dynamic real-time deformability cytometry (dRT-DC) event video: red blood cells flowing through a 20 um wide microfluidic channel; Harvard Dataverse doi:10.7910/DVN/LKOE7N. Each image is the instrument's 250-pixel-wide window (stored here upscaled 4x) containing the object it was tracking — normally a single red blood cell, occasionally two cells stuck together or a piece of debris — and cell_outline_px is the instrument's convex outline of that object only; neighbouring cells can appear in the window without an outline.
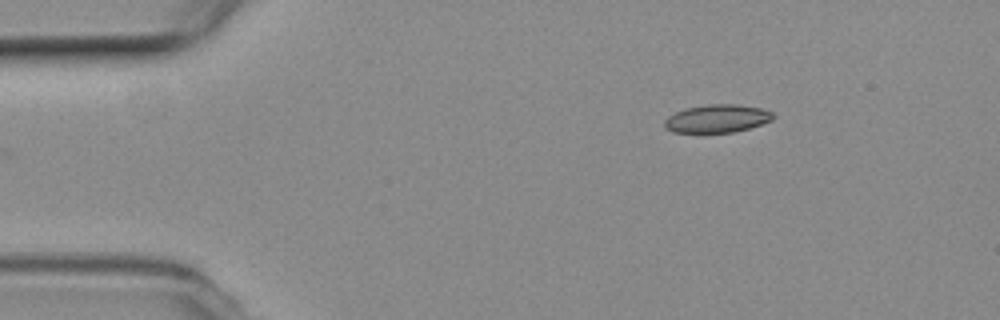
{"species": "common noctule bat (a hibernating species)", "species_latin": "Nyctalus noctula", "temperature_condition": "room temperature", "stored_images_in_passage": 40, "camera_frame_rate_fps": 3000, "um_per_image_px": 0.085, "animal": {"sex": "female", "body_mass_g": 19.3, "forearm_length_mm": 54.1}, "frame": {"image": 1, "passage_image": 1, "time_ms": 0.0, "image_size_px": [1000, 320], "cell_outline_px": [[772, 120], [748, 128], [732, 132], [672, 132], [664, 128], [664, 120], [668, 116], [684, 108], [708, 104], [736, 104], [760, 108], [772, 112]], "centroid_in_image_um": [60.9, 10.07], "position_along_channel_um": 24.1, "area_um2": 17.57}}
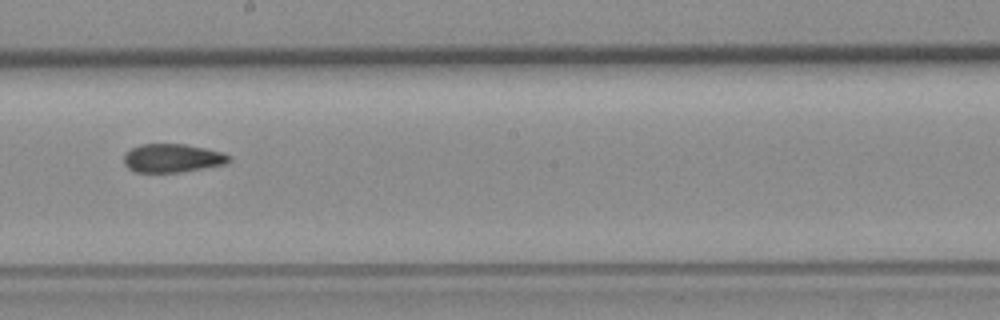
{"frame": {"image": 2, "passage_image": 23, "time_ms": 7.333, "image_size_px": [1000, 320], "cell_outline_px": [[232, 160], [224, 164], [180, 172], [136, 172], [128, 168], [124, 164], [124, 152], [140, 144], [184, 144], [224, 152], [232, 156]], "centroid_in_image_um": [14.65, 13.43], "position_along_channel_um": 233.5, "area_um2": 17.51}}
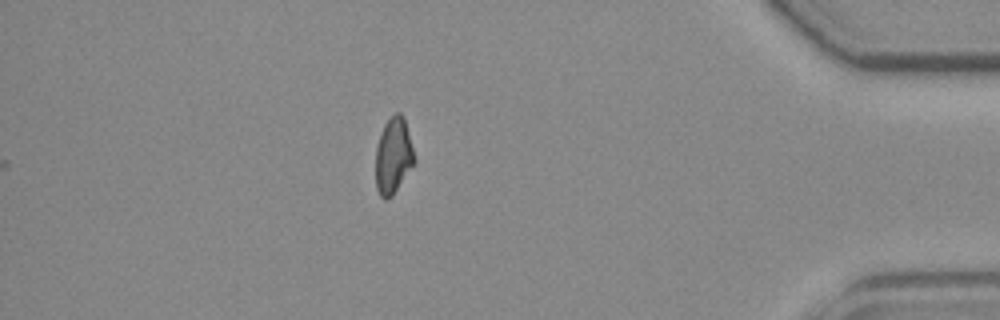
{"frame": {"image": 3, "passage_image": 40, "time_ms": 13.0, "image_size_px": [1000, 320], "cell_outline_px": [[416, 160], [392, 196], [388, 200], [384, 200], [380, 196], [376, 188], [376, 148], [380, 132], [384, 124], [396, 112], [400, 112], [404, 116]], "centroid_in_image_um": [33.42, 13.24], "position_along_channel_um": 401.8, "area_um2": 17.17}, "authors_computed_cell_mechanics": {"area_um2": 17.9758, "velocity_mm_per_s": 3.7897, "shape_relaxation_time_tau1_ms": null, "shape_relaxation_time_tau2_ms": 4.9554, "deformation_change_tau1": null, "deformation_change_tau2": 0.09}}